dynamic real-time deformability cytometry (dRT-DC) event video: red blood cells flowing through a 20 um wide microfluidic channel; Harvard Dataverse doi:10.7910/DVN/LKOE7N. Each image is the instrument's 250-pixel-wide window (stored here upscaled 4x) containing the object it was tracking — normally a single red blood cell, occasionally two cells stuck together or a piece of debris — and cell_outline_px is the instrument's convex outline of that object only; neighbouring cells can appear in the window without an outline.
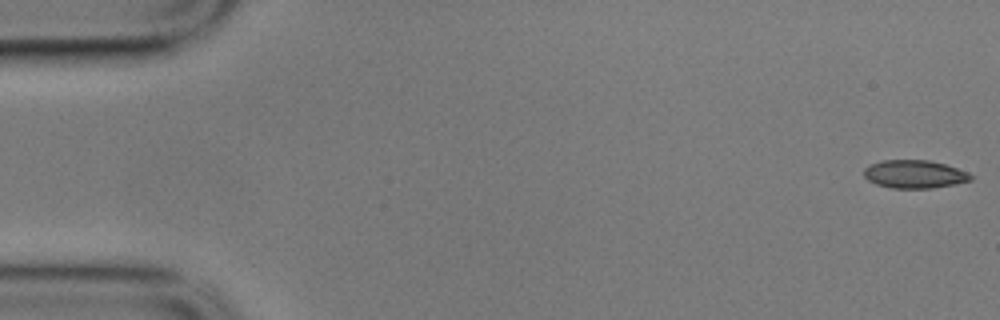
{"species": "common noctule bat (a hibernating species)", "species_latin": "Nyctalus noctula", "temperature_condition": "cold", "stored_images_in_passage": 20, "camera_frame_rate_fps": 3000, "um_per_image_px": 0.085, "animal": {"sex": "male", "body_mass_g": 17.9}, "frame": {"image": 1, "passage_image": 1, "time_ms": 0.0, "image_size_px": [1000, 320], "cell_outline_px": [[972, 180], [932, 188], [892, 188], [876, 184], [868, 180], [864, 176], [864, 168], [868, 164], [884, 160], [928, 160], [944, 164], [968, 172], [972, 176]], "centroid_in_image_um": [77.69, 14.8], "position_along_channel_um": 7.3, "area_um2": 17.4}}
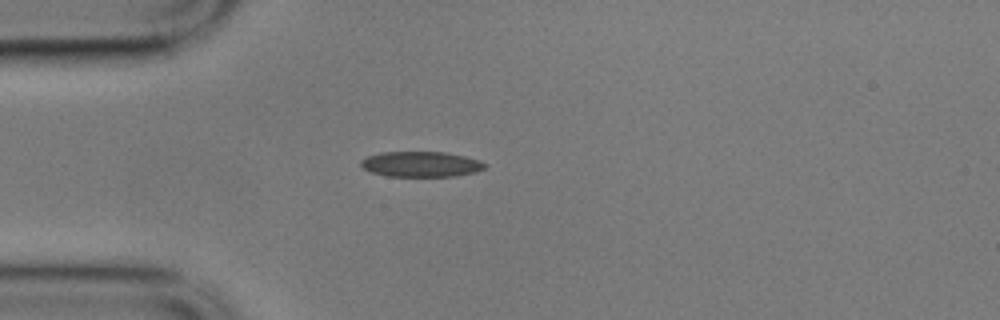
{"frame": {"image": 2, "passage_image": 15, "time_ms": 4.667, "image_size_px": [1000, 320], "cell_outline_px": [[488, 164], [484, 168], [476, 172], [456, 176], [388, 176], [372, 172], [364, 168], [360, 164], [360, 160], [368, 156], [380, 152], [444, 152], [464, 156], [480, 160]], "centroid_in_image_um": [35.8, 13.95], "position_along_channel_um": 49.2, "area_um2": 18.32}}